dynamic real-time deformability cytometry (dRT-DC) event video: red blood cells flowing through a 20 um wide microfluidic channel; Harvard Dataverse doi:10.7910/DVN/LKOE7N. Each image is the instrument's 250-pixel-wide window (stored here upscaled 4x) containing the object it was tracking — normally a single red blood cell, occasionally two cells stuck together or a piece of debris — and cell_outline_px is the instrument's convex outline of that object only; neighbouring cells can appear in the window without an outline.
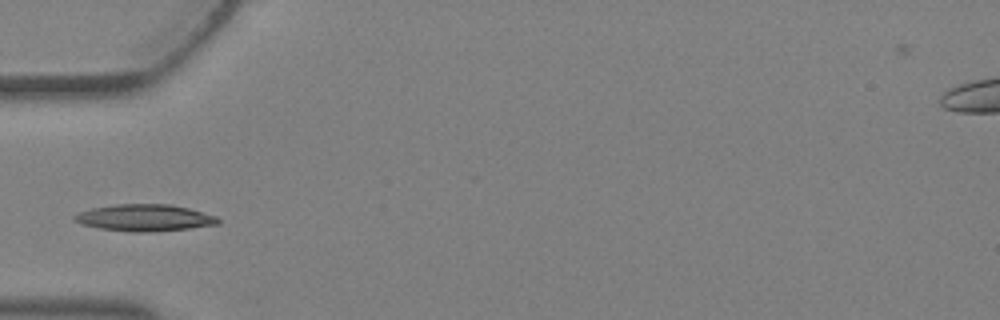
{"species": "Egyptian fruit bat (a non-hibernating species)", "species_latin": "Rousettus aegyptiacus", "temperature_condition": "warm", "stored_images_in_passage": 3, "camera_frame_rate_fps": 3000, "um_per_image_px": 0.085, "animal": {"sex": "female"}, "frame": {"image": 1, "passage_image": 3, "time_ms": 0.667, "image_size_px": [1000, 320], "cell_outline_px": [[220, 224], [188, 228], [152, 232], [136, 232], [100, 228], [80, 224], [72, 216], [76, 212], [92, 208], [116, 204], [172, 204], [188, 208], [216, 216], [220, 220]], "centroid_in_image_um": [12.28, 18.5], "position_along_channel_um": 72.7, "area_um2": 22.37}}